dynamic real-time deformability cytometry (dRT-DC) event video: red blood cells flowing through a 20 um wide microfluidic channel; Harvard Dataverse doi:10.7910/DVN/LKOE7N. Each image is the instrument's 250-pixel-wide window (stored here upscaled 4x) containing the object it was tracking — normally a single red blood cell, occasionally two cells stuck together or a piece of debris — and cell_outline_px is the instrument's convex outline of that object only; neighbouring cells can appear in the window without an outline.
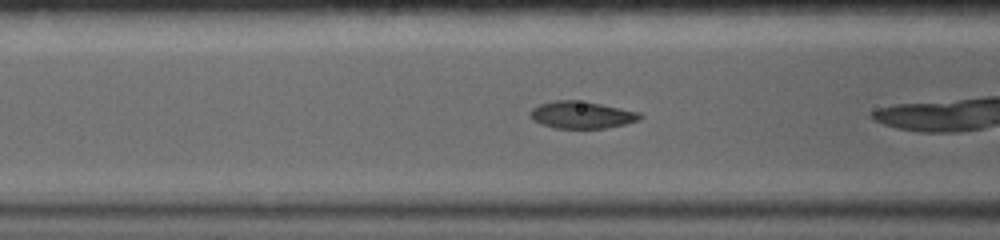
{"species": "common noctule bat (a hibernating species)", "species_latin": "Nyctalus noctula", "temperature_condition": "warm", "stored_images_in_passage": 24, "camera_frame_rate_fps": 5000, "um_per_image_px": 0.085, "animal": {"sex": "female", "body_mass_g": 19.0, "forearm_length_mm": 56.7}, "frame": {"image": 1, "passage_image": 5, "time_ms": 1.8, "image_size_px": [1000, 240], "cell_outline_px": [[644, 116], [640, 120], [624, 124], [604, 128], [556, 128], [540, 124], [532, 120], [528, 116], [528, 112], [532, 108], [540, 104], [556, 100], [576, 100], [600, 104], [640, 112]], "centroid_in_image_um": [49.41, 9.77], "position_along_channel_um": 117.2, "area_um2": 17.4}}
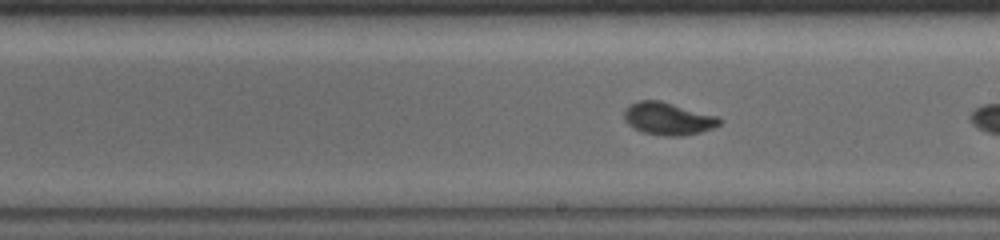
{"frame": {"image": 2, "passage_image": 16, "time_ms": 5.0, "image_size_px": [1000, 240], "cell_outline_px": [[724, 120], [720, 124], [712, 128], [700, 132], [684, 136], [664, 136], [644, 132], [632, 128], [624, 120], [624, 108], [640, 100], [660, 100], [720, 116]], "centroid_in_image_um": [56.82, 10.08], "position_along_channel_um": 232.2, "area_um2": 18.32}}
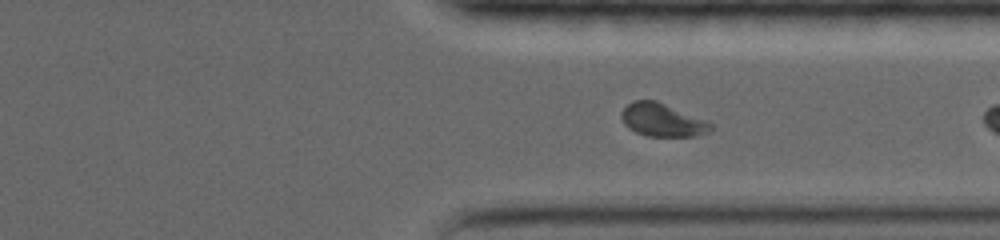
{"frame": {"image": 3, "passage_image": 23, "time_ms": 8.4, "image_size_px": [1000, 240], "cell_outline_px": [[712, 128], [708, 132], [696, 136], [648, 136], [636, 132], [628, 128], [624, 124], [620, 116], [620, 112], [632, 100], [656, 100], [704, 120], [712, 124]], "centroid_in_image_um": [56.24, 10.2], "position_along_channel_um": 355.2, "area_um2": 17.05}}